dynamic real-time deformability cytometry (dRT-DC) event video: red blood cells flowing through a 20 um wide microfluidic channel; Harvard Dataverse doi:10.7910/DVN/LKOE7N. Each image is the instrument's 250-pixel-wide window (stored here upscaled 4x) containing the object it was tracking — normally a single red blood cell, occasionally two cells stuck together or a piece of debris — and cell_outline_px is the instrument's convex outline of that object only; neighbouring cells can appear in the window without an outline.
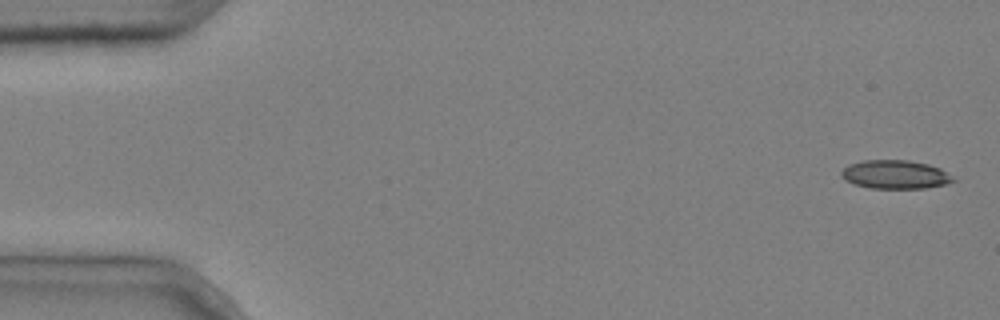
{"species": "common noctule bat (a hibernating species)", "species_latin": "Nyctalus noctula", "temperature_condition": "cold", "stored_images_in_passage": 4, "camera_frame_rate_fps": 3000, "um_per_image_px": 0.085, "animal": {"sex": "male", "body_mass_g": 20.4}, "frame": {"image": 1, "passage_image": 1, "time_ms": 0.0, "image_size_px": [1000, 320], "cell_outline_px": [[956, 180], [944, 184], [924, 188], [868, 188], [844, 180], [840, 176], [840, 172], [848, 164], [864, 160], [908, 160], [928, 164], [940, 168]], "centroid_in_image_um": [76.04, 14.82], "position_along_channel_um": 9.0, "area_um2": 18.55}}
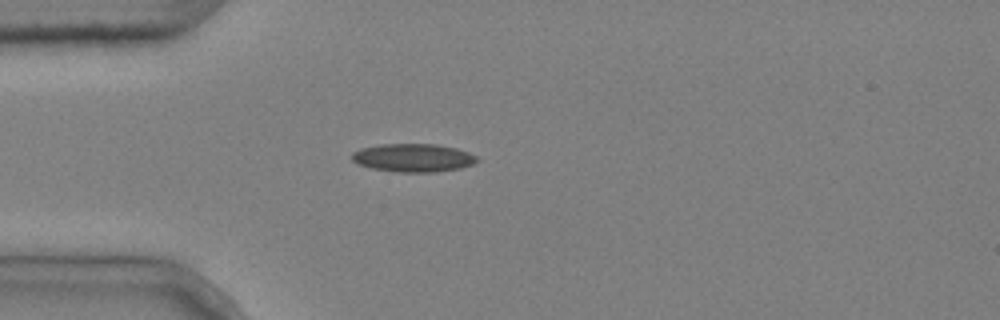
{"frame": {"image": 2, "passage_image": 4, "time_ms": 1.0, "image_size_px": [1000, 320], "cell_outline_px": [[480, 160], [472, 164], [460, 168], [436, 172], [396, 172], [372, 168], [356, 164], [352, 160], [352, 152], [360, 148], [380, 144], [436, 144], [456, 148], [468, 152], [476, 156]], "centroid_in_image_um": [35.1, 13.41], "position_along_channel_um": 49.9, "area_um2": 20.69}}